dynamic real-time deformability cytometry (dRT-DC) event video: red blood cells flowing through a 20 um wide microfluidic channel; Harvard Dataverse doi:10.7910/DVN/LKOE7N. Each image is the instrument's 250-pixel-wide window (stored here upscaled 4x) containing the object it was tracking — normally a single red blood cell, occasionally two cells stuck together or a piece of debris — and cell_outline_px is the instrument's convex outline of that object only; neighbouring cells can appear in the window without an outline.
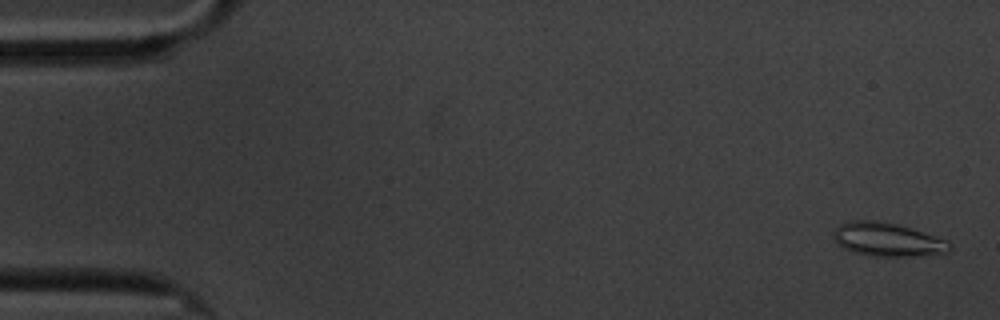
{"species": "common noctule bat (a hibernating species)", "species_latin": "Nyctalus noctula", "temperature_condition": "cold", "stored_images_in_passage": 5, "segment_of_instrument_passage": [2, 2], "camera_frame_rate_fps": 3000, "um_per_image_px": 0.085, "animal": {"sex": "male", "body_mass_g": 20.1, "forearm_length_mm": 53.5}, "frame": {"image": 1, "passage_image": 5, "time_ms": 5.667, "image_size_px": [1000, 320], "cell_outline_px": [[952, 248], [948, 252], [916, 256], [872, 256], [852, 252], [836, 244], [832, 236], [836, 228], [840, 224], [852, 220], [868, 220], [896, 224], [948, 240], [952, 244]], "centroid_in_image_um": [75.42, 20.37], "position_along_channel_um": 9.6, "area_um2": 22.66}}